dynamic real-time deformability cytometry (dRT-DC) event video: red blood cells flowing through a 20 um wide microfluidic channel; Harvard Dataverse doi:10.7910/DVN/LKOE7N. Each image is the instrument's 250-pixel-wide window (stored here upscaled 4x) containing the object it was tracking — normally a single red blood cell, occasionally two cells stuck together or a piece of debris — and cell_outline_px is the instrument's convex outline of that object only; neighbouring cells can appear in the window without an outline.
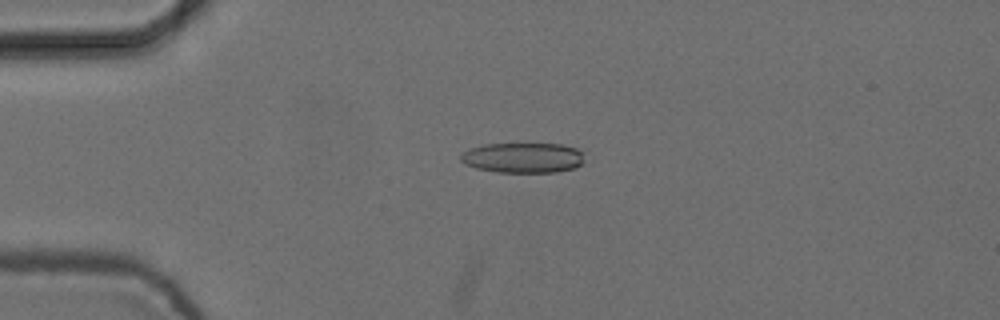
{"species": "common noctule bat (a hibernating species)", "species_latin": "Nyctalus noctula", "temperature_condition": "cold", "stored_images_in_passage": 5, "camera_frame_rate_fps": 3000, "um_per_image_px": 0.085, "animal": {"sex": "female", "body_mass_g": 24.6, "forearm_length_mm": 56.2}, "frame": {"image": 1, "passage_image": 4, "time_ms": 1.0, "image_size_px": [1000, 320], "cell_outline_px": [[584, 160], [576, 168], [556, 172], [496, 172], [476, 168], [464, 164], [460, 160], [460, 156], [468, 148], [484, 144], [564, 144], [576, 148], [584, 152]], "centroid_in_image_um": [44.47, 13.4], "position_along_channel_um": 40.5, "area_um2": 22.02}}